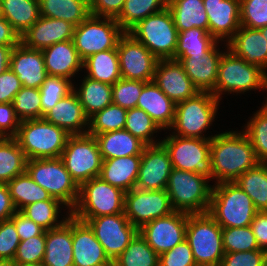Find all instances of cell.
<instances>
[{"mask_svg":"<svg viewBox=\"0 0 267 266\" xmlns=\"http://www.w3.org/2000/svg\"><path fill=\"white\" fill-rule=\"evenodd\" d=\"M210 154L216 184L234 182L241 174L259 163L251 141L244 131L215 134L211 138Z\"/></svg>","mask_w":267,"mask_h":266,"instance_id":"cell-1","label":"cell"},{"mask_svg":"<svg viewBox=\"0 0 267 266\" xmlns=\"http://www.w3.org/2000/svg\"><path fill=\"white\" fill-rule=\"evenodd\" d=\"M257 212L252 199L237 183L213 185L207 213L222 228L250 226Z\"/></svg>","mask_w":267,"mask_h":266,"instance_id":"cell-2","label":"cell"},{"mask_svg":"<svg viewBox=\"0 0 267 266\" xmlns=\"http://www.w3.org/2000/svg\"><path fill=\"white\" fill-rule=\"evenodd\" d=\"M69 134L44 118L20 122L14 137L29 159L60 158Z\"/></svg>","mask_w":267,"mask_h":266,"instance_id":"cell-3","label":"cell"},{"mask_svg":"<svg viewBox=\"0 0 267 266\" xmlns=\"http://www.w3.org/2000/svg\"><path fill=\"white\" fill-rule=\"evenodd\" d=\"M201 174L172 168L166 191L172 208L187 214L207 213L213 186Z\"/></svg>","mask_w":267,"mask_h":266,"instance_id":"cell-4","label":"cell"},{"mask_svg":"<svg viewBox=\"0 0 267 266\" xmlns=\"http://www.w3.org/2000/svg\"><path fill=\"white\" fill-rule=\"evenodd\" d=\"M267 90V73L259 66L247 63L227 48L219 60L214 95L220 101L223 92L245 93Z\"/></svg>","mask_w":267,"mask_h":266,"instance_id":"cell-5","label":"cell"},{"mask_svg":"<svg viewBox=\"0 0 267 266\" xmlns=\"http://www.w3.org/2000/svg\"><path fill=\"white\" fill-rule=\"evenodd\" d=\"M124 195L101 177H94L79 187V197L71 215L78 220H90L104 215L124 213Z\"/></svg>","mask_w":267,"mask_h":266,"instance_id":"cell-6","label":"cell"},{"mask_svg":"<svg viewBox=\"0 0 267 266\" xmlns=\"http://www.w3.org/2000/svg\"><path fill=\"white\" fill-rule=\"evenodd\" d=\"M197 266H220L225 254L222 227L208 214H188L186 237Z\"/></svg>","mask_w":267,"mask_h":266,"instance_id":"cell-7","label":"cell"},{"mask_svg":"<svg viewBox=\"0 0 267 266\" xmlns=\"http://www.w3.org/2000/svg\"><path fill=\"white\" fill-rule=\"evenodd\" d=\"M220 101L211 92H198L195 96L176 104L175 118L170 129L173 135L211 139L203 135L212 125ZM203 132V133H202Z\"/></svg>","mask_w":267,"mask_h":266,"instance_id":"cell-8","label":"cell"},{"mask_svg":"<svg viewBox=\"0 0 267 266\" xmlns=\"http://www.w3.org/2000/svg\"><path fill=\"white\" fill-rule=\"evenodd\" d=\"M26 172L53 198L60 200L71 211L79 197V185L65 168L61 158L29 159Z\"/></svg>","mask_w":267,"mask_h":266,"instance_id":"cell-9","label":"cell"},{"mask_svg":"<svg viewBox=\"0 0 267 266\" xmlns=\"http://www.w3.org/2000/svg\"><path fill=\"white\" fill-rule=\"evenodd\" d=\"M158 59H174L178 30L168 7L139 21L129 31Z\"/></svg>","mask_w":267,"mask_h":266,"instance_id":"cell-10","label":"cell"},{"mask_svg":"<svg viewBox=\"0 0 267 266\" xmlns=\"http://www.w3.org/2000/svg\"><path fill=\"white\" fill-rule=\"evenodd\" d=\"M124 33L115 18L90 14L75 27L72 40L79 57L84 61L95 53L117 49L119 39Z\"/></svg>","mask_w":267,"mask_h":266,"instance_id":"cell-11","label":"cell"},{"mask_svg":"<svg viewBox=\"0 0 267 266\" xmlns=\"http://www.w3.org/2000/svg\"><path fill=\"white\" fill-rule=\"evenodd\" d=\"M60 158L79 186L100 176L103 159L95 136L70 135Z\"/></svg>","mask_w":267,"mask_h":266,"instance_id":"cell-12","label":"cell"},{"mask_svg":"<svg viewBox=\"0 0 267 266\" xmlns=\"http://www.w3.org/2000/svg\"><path fill=\"white\" fill-rule=\"evenodd\" d=\"M160 141L169 154L172 168L195 172L212 181L211 139L180 137L170 134Z\"/></svg>","mask_w":267,"mask_h":266,"instance_id":"cell-13","label":"cell"},{"mask_svg":"<svg viewBox=\"0 0 267 266\" xmlns=\"http://www.w3.org/2000/svg\"><path fill=\"white\" fill-rule=\"evenodd\" d=\"M174 211L166 189L141 190L134 187L124 195V214L138 229Z\"/></svg>","mask_w":267,"mask_h":266,"instance_id":"cell-14","label":"cell"},{"mask_svg":"<svg viewBox=\"0 0 267 266\" xmlns=\"http://www.w3.org/2000/svg\"><path fill=\"white\" fill-rule=\"evenodd\" d=\"M86 222L93 230L95 237L104 248L105 254L113 262L139 233L124 213L104 215Z\"/></svg>","mask_w":267,"mask_h":266,"instance_id":"cell-15","label":"cell"},{"mask_svg":"<svg viewBox=\"0 0 267 266\" xmlns=\"http://www.w3.org/2000/svg\"><path fill=\"white\" fill-rule=\"evenodd\" d=\"M117 53L121 78L142 82L153 81L158 59L128 32L120 37Z\"/></svg>","mask_w":267,"mask_h":266,"instance_id":"cell-16","label":"cell"},{"mask_svg":"<svg viewBox=\"0 0 267 266\" xmlns=\"http://www.w3.org/2000/svg\"><path fill=\"white\" fill-rule=\"evenodd\" d=\"M188 214L174 211L144 224L139 233L161 255L185 240Z\"/></svg>","mask_w":267,"mask_h":266,"instance_id":"cell-17","label":"cell"},{"mask_svg":"<svg viewBox=\"0 0 267 266\" xmlns=\"http://www.w3.org/2000/svg\"><path fill=\"white\" fill-rule=\"evenodd\" d=\"M171 170L169 154L161 143L145 146L135 187L141 190L166 189Z\"/></svg>","mask_w":267,"mask_h":266,"instance_id":"cell-18","label":"cell"},{"mask_svg":"<svg viewBox=\"0 0 267 266\" xmlns=\"http://www.w3.org/2000/svg\"><path fill=\"white\" fill-rule=\"evenodd\" d=\"M153 81L175 104L195 96L199 90L185 73L181 63L174 59H160Z\"/></svg>","mask_w":267,"mask_h":266,"instance_id":"cell-19","label":"cell"},{"mask_svg":"<svg viewBox=\"0 0 267 266\" xmlns=\"http://www.w3.org/2000/svg\"><path fill=\"white\" fill-rule=\"evenodd\" d=\"M72 246L74 266H113L90 226L73 216Z\"/></svg>","mask_w":267,"mask_h":266,"instance_id":"cell-20","label":"cell"},{"mask_svg":"<svg viewBox=\"0 0 267 266\" xmlns=\"http://www.w3.org/2000/svg\"><path fill=\"white\" fill-rule=\"evenodd\" d=\"M203 3L210 35L227 43L240 28V0H203Z\"/></svg>","mask_w":267,"mask_h":266,"instance_id":"cell-21","label":"cell"},{"mask_svg":"<svg viewBox=\"0 0 267 266\" xmlns=\"http://www.w3.org/2000/svg\"><path fill=\"white\" fill-rule=\"evenodd\" d=\"M225 46L247 63L267 72V26L260 29L240 26Z\"/></svg>","mask_w":267,"mask_h":266,"instance_id":"cell-22","label":"cell"},{"mask_svg":"<svg viewBox=\"0 0 267 266\" xmlns=\"http://www.w3.org/2000/svg\"><path fill=\"white\" fill-rule=\"evenodd\" d=\"M75 26L65 20L40 16L21 36V42L30 49L43 50L58 42L73 39Z\"/></svg>","mask_w":267,"mask_h":266,"instance_id":"cell-23","label":"cell"},{"mask_svg":"<svg viewBox=\"0 0 267 266\" xmlns=\"http://www.w3.org/2000/svg\"><path fill=\"white\" fill-rule=\"evenodd\" d=\"M10 69L24 87L39 89L48 76L42 51L30 49L22 42L12 50Z\"/></svg>","mask_w":267,"mask_h":266,"instance_id":"cell-24","label":"cell"},{"mask_svg":"<svg viewBox=\"0 0 267 266\" xmlns=\"http://www.w3.org/2000/svg\"><path fill=\"white\" fill-rule=\"evenodd\" d=\"M43 118L47 122L61 127L69 135H80L88 132L89 118L85 115L73 90L63 97Z\"/></svg>","mask_w":267,"mask_h":266,"instance_id":"cell-25","label":"cell"},{"mask_svg":"<svg viewBox=\"0 0 267 266\" xmlns=\"http://www.w3.org/2000/svg\"><path fill=\"white\" fill-rule=\"evenodd\" d=\"M217 44L204 56L177 58L199 92H211L214 95L219 60L224 51Z\"/></svg>","mask_w":267,"mask_h":266,"instance_id":"cell-26","label":"cell"},{"mask_svg":"<svg viewBox=\"0 0 267 266\" xmlns=\"http://www.w3.org/2000/svg\"><path fill=\"white\" fill-rule=\"evenodd\" d=\"M42 51L47 75L69 79L83 69L73 40L55 43ZM74 76V77H73Z\"/></svg>","mask_w":267,"mask_h":266,"instance_id":"cell-27","label":"cell"},{"mask_svg":"<svg viewBox=\"0 0 267 266\" xmlns=\"http://www.w3.org/2000/svg\"><path fill=\"white\" fill-rule=\"evenodd\" d=\"M43 266H74L72 215L57 228L46 231Z\"/></svg>","mask_w":267,"mask_h":266,"instance_id":"cell-28","label":"cell"},{"mask_svg":"<svg viewBox=\"0 0 267 266\" xmlns=\"http://www.w3.org/2000/svg\"><path fill=\"white\" fill-rule=\"evenodd\" d=\"M137 108L144 110L161 130L170 129L174 122L176 104L154 81L147 82L142 88Z\"/></svg>","mask_w":267,"mask_h":266,"instance_id":"cell-29","label":"cell"},{"mask_svg":"<svg viewBox=\"0 0 267 266\" xmlns=\"http://www.w3.org/2000/svg\"><path fill=\"white\" fill-rule=\"evenodd\" d=\"M141 156L132 155L103 160L99 177L126 193L135 187Z\"/></svg>","mask_w":267,"mask_h":266,"instance_id":"cell-30","label":"cell"},{"mask_svg":"<svg viewBox=\"0 0 267 266\" xmlns=\"http://www.w3.org/2000/svg\"><path fill=\"white\" fill-rule=\"evenodd\" d=\"M103 160L132 155H142L146 146L127 130H117L96 135Z\"/></svg>","mask_w":267,"mask_h":266,"instance_id":"cell-31","label":"cell"},{"mask_svg":"<svg viewBox=\"0 0 267 266\" xmlns=\"http://www.w3.org/2000/svg\"><path fill=\"white\" fill-rule=\"evenodd\" d=\"M178 32L200 28L209 32V22L203 0H168Z\"/></svg>","mask_w":267,"mask_h":266,"instance_id":"cell-32","label":"cell"},{"mask_svg":"<svg viewBox=\"0 0 267 266\" xmlns=\"http://www.w3.org/2000/svg\"><path fill=\"white\" fill-rule=\"evenodd\" d=\"M83 78L79 89L73 84V91L76 93L85 115L90 118L96 112L113 103L112 85L93 80L87 76Z\"/></svg>","mask_w":267,"mask_h":266,"instance_id":"cell-33","label":"cell"},{"mask_svg":"<svg viewBox=\"0 0 267 266\" xmlns=\"http://www.w3.org/2000/svg\"><path fill=\"white\" fill-rule=\"evenodd\" d=\"M2 16L21 37L40 17L39 0H0Z\"/></svg>","mask_w":267,"mask_h":266,"instance_id":"cell-34","label":"cell"},{"mask_svg":"<svg viewBox=\"0 0 267 266\" xmlns=\"http://www.w3.org/2000/svg\"><path fill=\"white\" fill-rule=\"evenodd\" d=\"M40 16L65 20L75 27L89 15V0H39Z\"/></svg>","mask_w":267,"mask_h":266,"instance_id":"cell-35","label":"cell"},{"mask_svg":"<svg viewBox=\"0 0 267 266\" xmlns=\"http://www.w3.org/2000/svg\"><path fill=\"white\" fill-rule=\"evenodd\" d=\"M87 77L109 85L121 79L117 49L95 53L83 61Z\"/></svg>","mask_w":267,"mask_h":266,"instance_id":"cell-36","label":"cell"},{"mask_svg":"<svg viewBox=\"0 0 267 266\" xmlns=\"http://www.w3.org/2000/svg\"><path fill=\"white\" fill-rule=\"evenodd\" d=\"M234 182L252 199L257 211H267V163L259 162Z\"/></svg>","mask_w":267,"mask_h":266,"instance_id":"cell-37","label":"cell"},{"mask_svg":"<svg viewBox=\"0 0 267 266\" xmlns=\"http://www.w3.org/2000/svg\"><path fill=\"white\" fill-rule=\"evenodd\" d=\"M7 186L17 211L37 201L56 199L38 185L27 172L14 177L7 183Z\"/></svg>","mask_w":267,"mask_h":266,"instance_id":"cell-38","label":"cell"},{"mask_svg":"<svg viewBox=\"0 0 267 266\" xmlns=\"http://www.w3.org/2000/svg\"><path fill=\"white\" fill-rule=\"evenodd\" d=\"M219 43L209 32L200 28L194 27L178 32L174 60L177 58L204 56Z\"/></svg>","mask_w":267,"mask_h":266,"instance_id":"cell-39","label":"cell"},{"mask_svg":"<svg viewBox=\"0 0 267 266\" xmlns=\"http://www.w3.org/2000/svg\"><path fill=\"white\" fill-rule=\"evenodd\" d=\"M27 158L14 137H0V183L26 172Z\"/></svg>","mask_w":267,"mask_h":266,"instance_id":"cell-40","label":"cell"},{"mask_svg":"<svg viewBox=\"0 0 267 266\" xmlns=\"http://www.w3.org/2000/svg\"><path fill=\"white\" fill-rule=\"evenodd\" d=\"M60 206L62 208L66 207L65 204L58 199H47L29 204L20 212L47 231L59 227L71 215V211L68 210V214H66L67 216L63 217L64 219L62 218V220L59 221V214L61 212L60 209H62Z\"/></svg>","mask_w":267,"mask_h":266,"instance_id":"cell-41","label":"cell"},{"mask_svg":"<svg viewBox=\"0 0 267 266\" xmlns=\"http://www.w3.org/2000/svg\"><path fill=\"white\" fill-rule=\"evenodd\" d=\"M167 5L168 0H125L116 21L125 32H128L139 21L161 11Z\"/></svg>","mask_w":267,"mask_h":266,"instance_id":"cell-42","label":"cell"},{"mask_svg":"<svg viewBox=\"0 0 267 266\" xmlns=\"http://www.w3.org/2000/svg\"><path fill=\"white\" fill-rule=\"evenodd\" d=\"M159 255L138 233L124 251L113 261V266H159Z\"/></svg>","mask_w":267,"mask_h":266,"instance_id":"cell-43","label":"cell"},{"mask_svg":"<svg viewBox=\"0 0 267 266\" xmlns=\"http://www.w3.org/2000/svg\"><path fill=\"white\" fill-rule=\"evenodd\" d=\"M126 109L110 104L89 118L88 134L96 136L106 132L122 130L125 128Z\"/></svg>","mask_w":267,"mask_h":266,"instance_id":"cell-44","label":"cell"},{"mask_svg":"<svg viewBox=\"0 0 267 266\" xmlns=\"http://www.w3.org/2000/svg\"><path fill=\"white\" fill-rule=\"evenodd\" d=\"M244 126L259 162L267 163V99Z\"/></svg>","mask_w":267,"mask_h":266,"instance_id":"cell-45","label":"cell"},{"mask_svg":"<svg viewBox=\"0 0 267 266\" xmlns=\"http://www.w3.org/2000/svg\"><path fill=\"white\" fill-rule=\"evenodd\" d=\"M124 129L146 146L160 144L161 142L153 139L154 133L161 129L144 110L137 107L127 111Z\"/></svg>","mask_w":267,"mask_h":266,"instance_id":"cell-46","label":"cell"},{"mask_svg":"<svg viewBox=\"0 0 267 266\" xmlns=\"http://www.w3.org/2000/svg\"><path fill=\"white\" fill-rule=\"evenodd\" d=\"M39 89L42 119L63 97L73 90V83L66 78L48 75Z\"/></svg>","mask_w":267,"mask_h":266,"instance_id":"cell-47","label":"cell"},{"mask_svg":"<svg viewBox=\"0 0 267 266\" xmlns=\"http://www.w3.org/2000/svg\"><path fill=\"white\" fill-rule=\"evenodd\" d=\"M13 105L20 121L41 119L40 89L22 86L14 97Z\"/></svg>","mask_w":267,"mask_h":266,"instance_id":"cell-48","label":"cell"},{"mask_svg":"<svg viewBox=\"0 0 267 266\" xmlns=\"http://www.w3.org/2000/svg\"><path fill=\"white\" fill-rule=\"evenodd\" d=\"M225 253L260 249L250 226L222 228Z\"/></svg>","mask_w":267,"mask_h":266,"instance_id":"cell-49","label":"cell"},{"mask_svg":"<svg viewBox=\"0 0 267 266\" xmlns=\"http://www.w3.org/2000/svg\"><path fill=\"white\" fill-rule=\"evenodd\" d=\"M147 82L121 78L112 85V102L126 110L136 108L142 88Z\"/></svg>","mask_w":267,"mask_h":266,"instance_id":"cell-50","label":"cell"},{"mask_svg":"<svg viewBox=\"0 0 267 266\" xmlns=\"http://www.w3.org/2000/svg\"><path fill=\"white\" fill-rule=\"evenodd\" d=\"M240 26L250 29L267 26V0H240Z\"/></svg>","mask_w":267,"mask_h":266,"instance_id":"cell-51","label":"cell"},{"mask_svg":"<svg viewBox=\"0 0 267 266\" xmlns=\"http://www.w3.org/2000/svg\"><path fill=\"white\" fill-rule=\"evenodd\" d=\"M46 231L41 235L20 241L13 261L15 263H42L45 253Z\"/></svg>","mask_w":267,"mask_h":266,"instance_id":"cell-52","label":"cell"},{"mask_svg":"<svg viewBox=\"0 0 267 266\" xmlns=\"http://www.w3.org/2000/svg\"><path fill=\"white\" fill-rule=\"evenodd\" d=\"M158 263L159 266H197L186 239L171 250L159 255Z\"/></svg>","mask_w":267,"mask_h":266,"instance_id":"cell-53","label":"cell"},{"mask_svg":"<svg viewBox=\"0 0 267 266\" xmlns=\"http://www.w3.org/2000/svg\"><path fill=\"white\" fill-rule=\"evenodd\" d=\"M19 243L14 223L10 219L0 222V260H13Z\"/></svg>","mask_w":267,"mask_h":266,"instance_id":"cell-54","label":"cell"},{"mask_svg":"<svg viewBox=\"0 0 267 266\" xmlns=\"http://www.w3.org/2000/svg\"><path fill=\"white\" fill-rule=\"evenodd\" d=\"M266 254L263 249L225 253L220 266H264Z\"/></svg>","mask_w":267,"mask_h":266,"instance_id":"cell-55","label":"cell"},{"mask_svg":"<svg viewBox=\"0 0 267 266\" xmlns=\"http://www.w3.org/2000/svg\"><path fill=\"white\" fill-rule=\"evenodd\" d=\"M13 103H0V137H15L20 127Z\"/></svg>","mask_w":267,"mask_h":266,"instance_id":"cell-56","label":"cell"},{"mask_svg":"<svg viewBox=\"0 0 267 266\" xmlns=\"http://www.w3.org/2000/svg\"><path fill=\"white\" fill-rule=\"evenodd\" d=\"M17 75L9 68L0 75V103H13L15 95L21 90Z\"/></svg>","mask_w":267,"mask_h":266,"instance_id":"cell-57","label":"cell"},{"mask_svg":"<svg viewBox=\"0 0 267 266\" xmlns=\"http://www.w3.org/2000/svg\"><path fill=\"white\" fill-rule=\"evenodd\" d=\"M125 0H89L90 14L96 17L117 18Z\"/></svg>","mask_w":267,"mask_h":266,"instance_id":"cell-58","label":"cell"},{"mask_svg":"<svg viewBox=\"0 0 267 266\" xmlns=\"http://www.w3.org/2000/svg\"><path fill=\"white\" fill-rule=\"evenodd\" d=\"M10 220L15 225L20 241H24L31 237L41 235L45 231L42 227H40L31 219H28L20 211H16L14 215L10 218Z\"/></svg>","mask_w":267,"mask_h":266,"instance_id":"cell-59","label":"cell"},{"mask_svg":"<svg viewBox=\"0 0 267 266\" xmlns=\"http://www.w3.org/2000/svg\"><path fill=\"white\" fill-rule=\"evenodd\" d=\"M250 227L259 248L267 251V211H258Z\"/></svg>","mask_w":267,"mask_h":266,"instance_id":"cell-60","label":"cell"},{"mask_svg":"<svg viewBox=\"0 0 267 266\" xmlns=\"http://www.w3.org/2000/svg\"><path fill=\"white\" fill-rule=\"evenodd\" d=\"M16 211L7 184L0 183V222L9 220Z\"/></svg>","mask_w":267,"mask_h":266,"instance_id":"cell-61","label":"cell"},{"mask_svg":"<svg viewBox=\"0 0 267 266\" xmlns=\"http://www.w3.org/2000/svg\"><path fill=\"white\" fill-rule=\"evenodd\" d=\"M21 37L13 29L12 25L1 15L0 16V45H18Z\"/></svg>","mask_w":267,"mask_h":266,"instance_id":"cell-62","label":"cell"},{"mask_svg":"<svg viewBox=\"0 0 267 266\" xmlns=\"http://www.w3.org/2000/svg\"><path fill=\"white\" fill-rule=\"evenodd\" d=\"M16 45H0V75L10 68V58Z\"/></svg>","mask_w":267,"mask_h":266,"instance_id":"cell-63","label":"cell"},{"mask_svg":"<svg viewBox=\"0 0 267 266\" xmlns=\"http://www.w3.org/2000/svg\"><path fill=\"white\" fill-rule=\"evenodd\" d=\"M0 266H15L13 260H0Z\"/></svg>","mask_w":267,"mask_h":266,"instance_id":"cell-64","label":"cell"},{"mask_svg":"<svg viewBox=\"0 0 267 266\" xmlns=\"http://www.w3.org/2000/svg\"><path fill=\"white\" fill-rule=\"evenodd\" d=\"M15 266H43V265L42 263H26V264L15 263Z\"/></svg>","mask_w":267,"mask_h":266,"instance_id":"cell-65","label":"cell"},{"mask_svg":"<svg viewBox=\"0 0 267 266\" xmlns=\"http://www.w3.org/2000/svg\"><path fill=\"white\" fill-rule=\"evenodd\" d=\"M264 266H267V254H266V257H265Z\"/></svg>","mask_w":267,"mask_h":266,"instance_id":"cell-66","label":"cell"},{"mask_svg":"<svg viewBox=\"0 0 267 266\" xmlns=\"http://www.w3.org/2000/svg\"><path fill=\"white\" fill-rule=\"evenodd\" d=\"M2 15V12H1V3H0V16Z\"/></svg>","mask_w":267,"mask_h":266,"instance_id":"cell-67","label":"cell"}]
</instances>
